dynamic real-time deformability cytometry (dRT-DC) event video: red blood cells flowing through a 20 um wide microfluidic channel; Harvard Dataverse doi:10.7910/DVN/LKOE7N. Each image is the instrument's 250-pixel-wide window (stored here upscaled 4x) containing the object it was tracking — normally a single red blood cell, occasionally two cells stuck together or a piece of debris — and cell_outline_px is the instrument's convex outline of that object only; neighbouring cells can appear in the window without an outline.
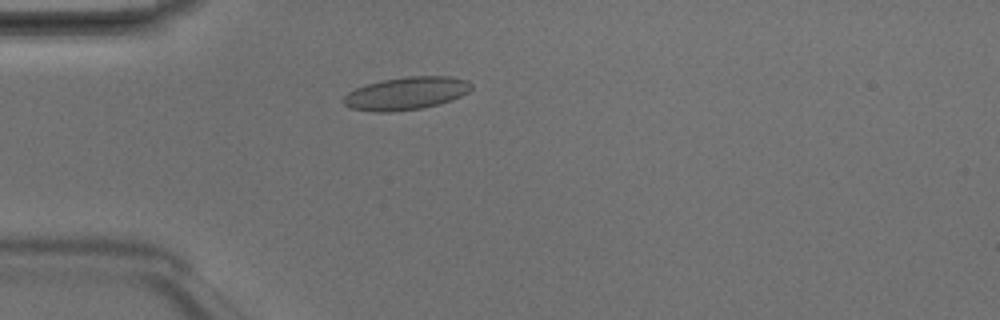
{"species": "Egyptian fruit bat (a non-hibernating species)", "species_latin": "Rousettus aegyptiacus", "temperature_condition": "room temperature", "stored_images_in_passage": 3, "camera_frame_rate_fps": 3000, "um_per_image_px": 0.085, "animal": {"sex": "male"}, "frame": {"image": 1, "passage_image": 3, "time_ms": 0.667, "image_size_px": [1000, 320], "cell_outline_px": [[472, 88], [468, 92], [452, 100], [440, 104], [424, 108], [392, 112], [372, 112], [352, 108], [344, 104], [340, 100], [348, 92], [356, 88], [368, 84], [384, 80], [408, 76], [452, 76], [468, 80], [472, 84]], "centroid_in_image_um": [34.54, 7.94], "position_along_channel_um": 50.5, "area_um2": 24.62}}